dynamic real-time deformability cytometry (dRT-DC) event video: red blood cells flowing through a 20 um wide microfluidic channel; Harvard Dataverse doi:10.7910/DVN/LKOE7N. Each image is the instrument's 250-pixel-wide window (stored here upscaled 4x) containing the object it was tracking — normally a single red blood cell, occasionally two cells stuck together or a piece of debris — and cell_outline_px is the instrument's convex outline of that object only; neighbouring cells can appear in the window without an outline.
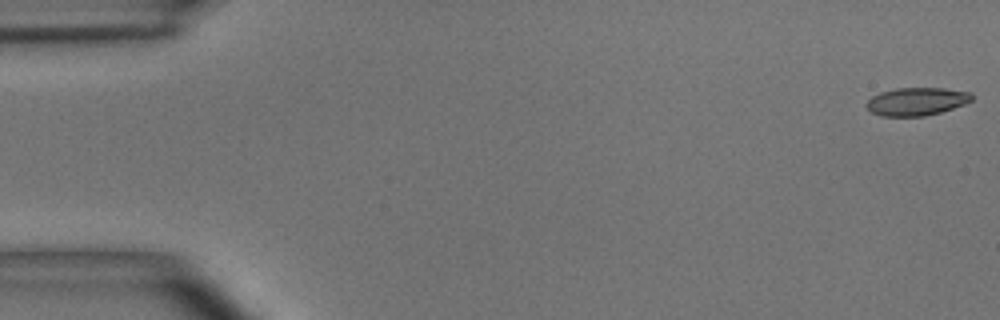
{"species": "common noctule bat (a hibernating species)", "species_latin": "Nyctalus noctula", "temperature_condition": "room temperature", "stored_images_in_passage": 55, "camera_frame_rate_fps": 3000, "um_per_image_px": 0.085, "animal": {"sex": "male", "body_mass_g": 15.6}, "frame": {"image": 1, "passage_image": 1, "time_ms": 0.0, "image_size_px": [1000, 320], "cell_outline_px": [[972, 100], [964, 104], [940, 112], [924, 116], [880, 116], [872, 112], [864, 104], [872, 96], [880, 92], [896, 88], [944, 88], [972, 92]], "centroid_in_image_um": [77.9, 8.62], "position_along_channel_um": 7.1, "area_um2": 17.17}}
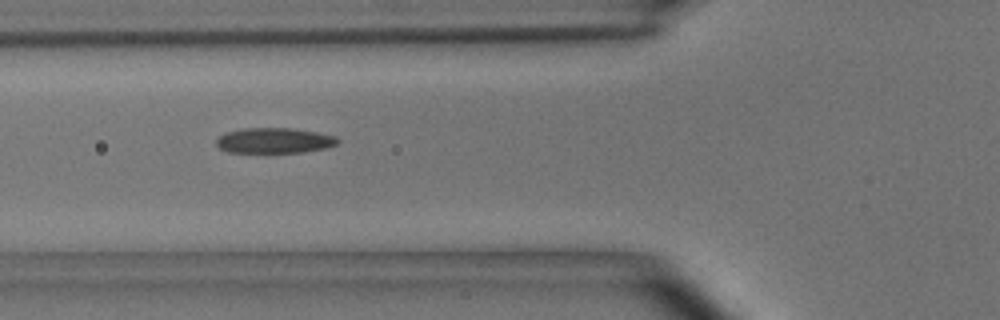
{"frame": {"image": 2, "passage_image": 20, "time_ms": 6.333, "image_size_px": [1000, 320], "cell_outline_px": [[340, 140], [336, 144], [328, 148], [304, 152], [228, 152], [220, 148], [216, 144], [216, 140], [224, 132], [244, 128], [292, 128], [316, 132], [336, 136]], "centroid_in_image_um": [23.33, 11.94], "position_along_channel_um": 102.5, "area_um2": 17.98}}
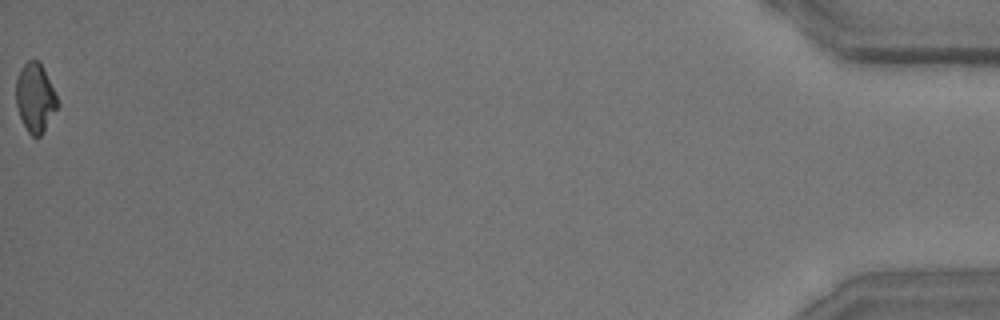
{"frame": {"image": 3, "passage_image": 55, "time_ms": 18.0, "image_size_px": [1000, 320], "cell_outline_px": [[60, 104], [44, 132], [40, 136], [32, 136], [28, 132], [20, 116], [16, 104], [16, 76], [20, 68], [28, 60], [40, 60]], "centroid_in_image_um": [3.0, 8.29], "position_along_channel_um": 432.2, "area_um2": 16.76}, "authors_computed_cell_mechanics": {"area_um2": 17.8602, "velocity_mm_per_s": 3.6551, "shape_relaxation_time_tau1_ms": 8.7622, "shape_relaxation_time_tau2_ms": 3.796, "deformation_change_tau1": 0.1914, "deformation_change_tau2": 0.1081}}